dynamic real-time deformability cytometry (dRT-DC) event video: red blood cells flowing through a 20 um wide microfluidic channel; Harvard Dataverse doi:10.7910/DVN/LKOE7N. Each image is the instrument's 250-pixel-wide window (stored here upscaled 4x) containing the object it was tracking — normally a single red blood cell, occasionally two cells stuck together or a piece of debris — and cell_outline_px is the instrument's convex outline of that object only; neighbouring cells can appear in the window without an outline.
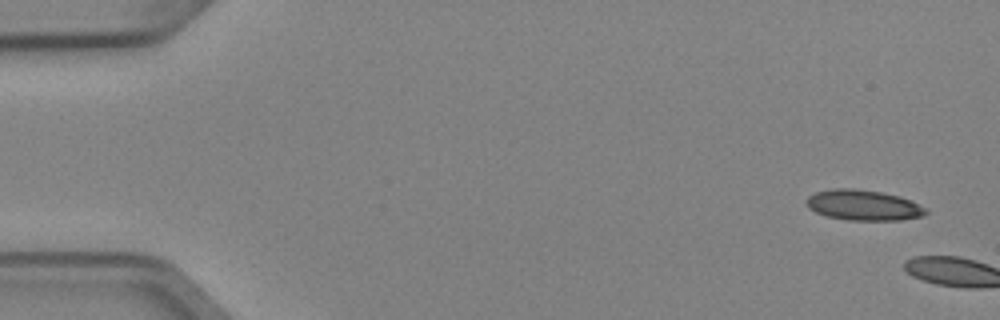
{"species": "Egyptian fruit bat (a non-hibernating species)", "species_latin": "Rousettus aegyptiacus", "temperature_condition": "cold", "stored_images_in_passage": 2, "camera_frame_rate_fps": 3000, "um_per_image_px": 0.085, "animal": {"sex": "female"}, "frame": {"image": 1, "passage_image": 1, "time_ms": 0.0, "image_size_px": [1000, 320], "cell_outline_px": [[928, 212], [924, 216], [900, 220], [848, 220], [828, 216], [816, 212], [808, 208], [804, 200], [808, 196], [816, 192], [832, 188], [852, 188], [880, 192], [900, 196], [912, 200], [928, 208]], "centroid_in_image_um": [73.41, 17.43], "position_along_channel_um": 11.6, "area_um2": 21.44}}